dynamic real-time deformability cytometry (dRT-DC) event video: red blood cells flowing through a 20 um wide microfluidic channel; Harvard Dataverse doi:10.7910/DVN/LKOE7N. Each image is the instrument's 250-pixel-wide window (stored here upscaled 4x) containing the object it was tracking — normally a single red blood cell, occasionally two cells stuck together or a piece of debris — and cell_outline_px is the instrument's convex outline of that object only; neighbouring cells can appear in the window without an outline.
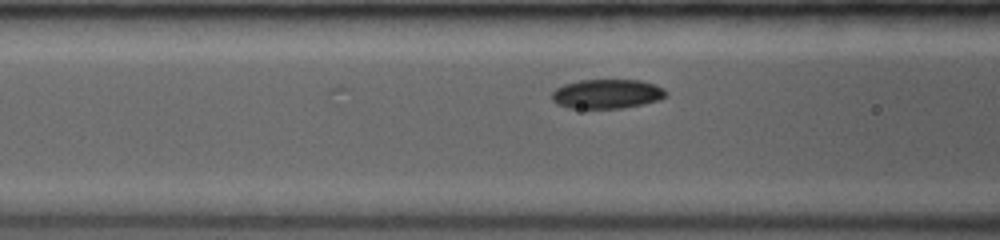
{"species": "common noctule bat (a hibernating species)", "species_latin": "Nyctalus noctula", "temperature_condition": "room temperature", "stored_images_in_passage": 12, "camera_frame_rate_fps": 3500, "um_per_image_px": 0.085, "animal": {"sex": "female", "body_mass_g": 19.0, "forearm_length_mm": 53.3}, "frame": {"image": 1, "passage_image": 12, "time_ms": 3.143, "image_size_px": [1000, 240], "cell_outline_px": [[668, 96], [660, 100], [644, 104], [624, 108], [568, 108], [556, 104], [552, 100], [552, 92], [556, 88], [564, 84], [580, 80], [640, 80], [656, 84], [664, 88], [668, 92]], "centroid_in_image_um": [51.63, 7.98], "position_along_channel_um": 115.0, "area_um2": 19.83}}